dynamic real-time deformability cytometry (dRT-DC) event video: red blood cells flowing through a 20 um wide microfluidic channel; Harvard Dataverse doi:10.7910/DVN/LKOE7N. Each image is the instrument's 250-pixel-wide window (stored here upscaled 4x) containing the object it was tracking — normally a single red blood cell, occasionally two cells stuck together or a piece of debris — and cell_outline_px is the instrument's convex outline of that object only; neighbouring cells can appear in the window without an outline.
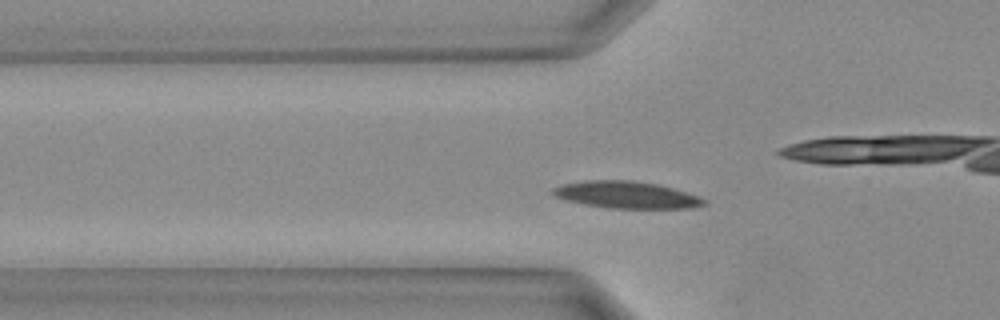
{"species": "Egyptian fruit bat (a non-hibernating species)", "species_latin": "Rousettus aegyptiacus", "temperature_condition": "warm", "stored_images_in_passage": 29, "camera_frame_rate_fps": 3000, "um_per_image_px": 0.085, "animal": {"sex": "female"}, "frame": {"image": 1, "passage_image": 5, "time_ms": 1.333, "image_size_px": [1000, 320], "cell_outline_px": [[708, 204], [692, 208], [608, 208], [584, 204], [568, 200], [556, 196], [552, 192], [552, 188], [564, 184], [584, 180], [632, 180], [656, 184], [672, 188], [708, 200]], "centroid_in_image_um": [53.27, 16.56], "position_along_channel_um": 72.5, "area_um2": 23.52}}